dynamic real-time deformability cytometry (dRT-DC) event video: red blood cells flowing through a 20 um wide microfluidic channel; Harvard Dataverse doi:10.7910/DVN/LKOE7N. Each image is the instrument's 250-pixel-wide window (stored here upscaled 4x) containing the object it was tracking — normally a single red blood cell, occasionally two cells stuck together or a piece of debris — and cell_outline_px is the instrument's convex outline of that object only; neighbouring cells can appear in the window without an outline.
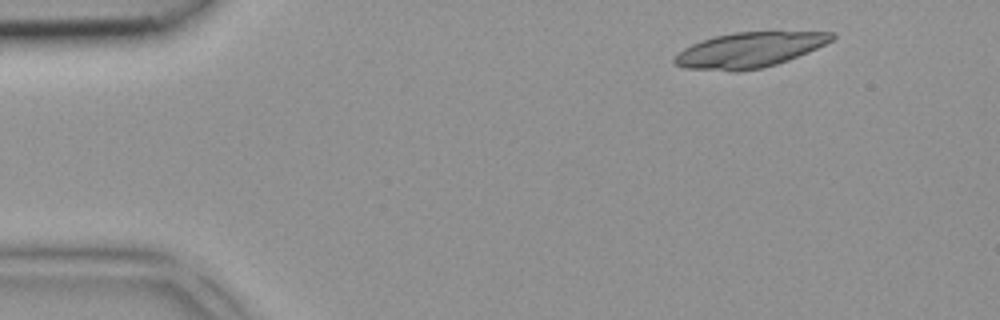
{"species": "common noctule bat (a hibernating species)", "species_latin": "Nyctalus noctula", "temperature_condition": "room temperature", "stored_images_in_passage": 3, "camera_frame_rate_fps": 3000, "um_per_image_px": 0.085, "animal": {"sex": "female", "body_mass_g": 18.4}, "frame": {"image": 1, "passage_image": 1, "time_ms": 0.0, "image_size_px": [1000, 320], "cell_outline_px": [[836, 36], [832, 40], [808, 52], [788, 60], [776, 64], [760, 68], [684, 68], [676, 64], [672, 60], [672, 56], [676, 52], [692, 44], [716, 36], [736, 32], [836, 32]], "centroid_in_image_um": [63.72, 4.2], "position_along_channel_um": 21.3, "area_um2": 31.04}}